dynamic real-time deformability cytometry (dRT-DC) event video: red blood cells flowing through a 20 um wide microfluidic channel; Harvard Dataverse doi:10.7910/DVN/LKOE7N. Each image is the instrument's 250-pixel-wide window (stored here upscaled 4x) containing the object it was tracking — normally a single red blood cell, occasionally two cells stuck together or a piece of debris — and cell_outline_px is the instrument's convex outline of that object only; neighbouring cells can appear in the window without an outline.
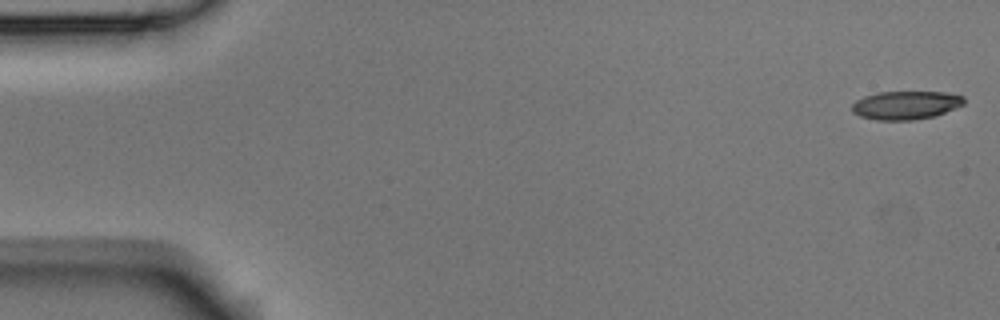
{"species": "Egyptian fruit bat (a non-hibernating species)", "species_latin": "Rousettus aegyptiacus", "temperature_condition": "room temperature", "stored_images_in_passage": 5, "camera_frame_rate_fps": 3000, "um_per_image_px": 0.085, "animal": {"sex": "male"}, "frame": {"image": 1, "passage_image": 1, "time_ms": 0.0, "image_size_px": [1000, 320], "cell_outline_px": [[964, 104], [936, 116], [912, 120], [876, 120], [860, 116], [852, 112], [852, 104], [856, 100], [864, 96], [876, 92], [944, 92], [964, 96]], "centroid_in_image_um": [76.98, 8.94], "position_along_channel_um": 8.0, "area_um2": 18.61}}
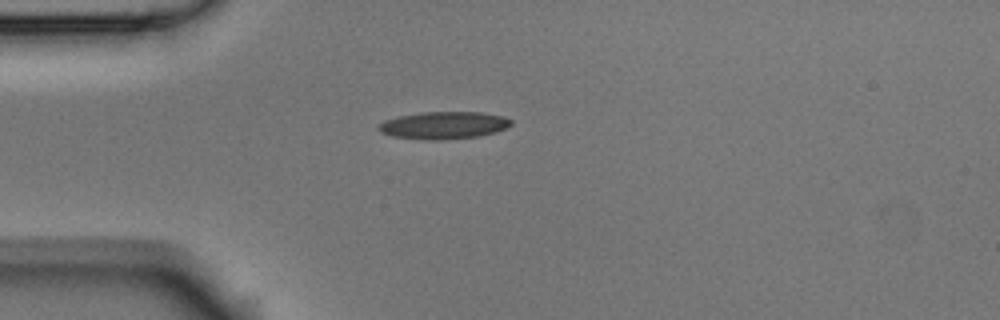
{"frame": {"image": 2, "passage_image": 5, "time_ms": 1.333, "image_size_px": [1000, 320], "cell_outline_px": [[512, 124], [508, 128], [496, 132], [480, 136], [440, 140], [428, 140], [392, 136], [380, 132], [376, 128], [376, 124], [384, 120], [400, 116], [424, 112], [480, 112], [504, 116], [512, 120]], "centroid_in_image_um": [37.72, 10.65], "position_along_channel_um": 47.3, "area_um2": 21.33}}